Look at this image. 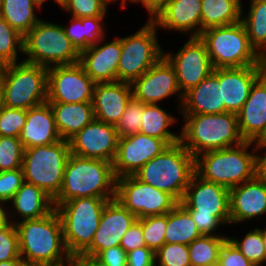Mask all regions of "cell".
Segmentation results:
<instances>
[{
	"instance_id": "1f68e13d",
	"label": "cell",
	"mask_w": 266,
	"mask_h": 266,
	"mask_svg": "<svg viewBox=\"0 0 266 266\" xmlns=\"http://www.w3.org/2000/svg\"><path fill=\"white\" fill-rule=\"evenodd\" d=\"M177 118L164 110L159 104H144L140 133L165 140L169 145L180 142V134L169 131Z\"/></svg>"
},
{
	"instance_id": "b9f144b4",
	"label": "cell",
	"mask_w": 266,
	"mask_h": 266,
	"mask_svg": "<svg viewBox=\"0 0 266 266\" xmlns=\"http://www.w3.org/2000/svg\"><path fill=\"white\" fill-rule=\"evenodd\" d=\"M155 266H191L188 245L165 243L155 252Z\"/></svg>"
},
{
	"instance_id": "e575fe53",
	"label": "cell",
	"mask_w": 266,
	"mask_h": 266,
	"mask_svg": "<svg viewBox=\"0 0 266 266\" xmlns=\"http://www.w3.org/2000/svg\"><path fill=\"white\" fill-rule=\"evenodd\" d=\"M38 8L33 0H2L0 17L25 36L41 20L35 14Z\"/></svg>"
},
{
	"instance_id": "cb8c5ba5",
	"label": "cell",
	"mask_w": 266,
	"mask_h": 266,
	"mask_svg": "<svg viewBox=\"0 0 266 266\" xmlns=\"http://www.w3.org/2000/svg\"><path fill=\"white\" fill-rule=\"evenodd\" d=\"M132 98L131 83H96L92 98L95 119L116 126Z\"/></svg>"
},
{
	"instance_id": "7c38bea8",
	"label": "cell",
	"mask_w": 266,
	"mask_h": 266,
	"mask_svg": "<svg viewBox=\"0 0 266 266\" xmlns=\"http://www.w3.org/2000/svg\"><path fill=\"white\" fill-rule=\"evenodd\" d=\"M157 30L156 24L148 18L140 30L121 38L118 81L132 83L164 56Z\"/></svg>"
},
{
	"instance_id": "d6a6232c",
	"label": "cell",
	"mask_w": 266,
	"mask_h": 266,
	"mask_svg": "<svg viewBox=\"0 0 266 266\" xmlns=\"http://www.w3.org/2000/svg\"><path fill=\"white\" fill-rule=\"evenodd\" d=\"M201 236L190 213L180 203L167 213L165 243L189 245Z\"/></svg>"
},
{
	"instance_id": "484cf974",
	"label": "cell",
	"mask_w": 266,
	"mask_h": 266,
	"mask_svg": "<svg viewBox=\"0 0 266 266\" xmlns=\"http://www.w3.org/2000/svg\"><path fill=\"white\" fill-rule=\"evenodd\" d=\"M237 117L243 139L257 142L266 131V72L253 84Z\"/></svg>"
},
{
	"instance_id": "5bb4252c",
	"label": "cell",
	"mask_w": 266,
	"mask_h": 266,
	"mask_svg": "<svg viewBox=\"0 0 266 266\" xmlns=\"http://www.w3.org/2000/svg\"><path fill=\"white\" fill-rule=\"evenodd\" d=\"M95 82L78 62L48 68V103H92Z\"/></svg>"
},
{
	"instance_id": "f5cc1de1",
	"label": "cell",
	"mask_w": 266,
	"mask_h": 266,
	"mask_svg": "<svg viewBox=\"0 0 266 266\" xmlns=\"http://www.w3.org/2000/svg\"><path fill=\"white\" fill-rule=\"evenodd\" d=\"M266 150V146H255V150L258 152ZM256 176L266 181V153L260 155L256 153Z\"/></svg>"
},
{
	"instance_id": "d4e9b609",
	"label": "cell",
	"mask_w": 266,
	"mask_h": 266,
	"mask_svg": "<svg viewBox=\"0 0 266 266\" xmlns=\"http://www.w3.org/2000/svg\"><path fill=\"white\" fill-rule=\"evenodd\" d=\"M178 111L183 115L225 113L220 68L213 69L207 78L183 94L181 108Z\"/></svg>"
},
{
	"instance_id": "277c9868",
	"label": "cell",
	"mask_w": 266,
	"mask_h": 266,
	"mask_svg": "<svg viewBox=\"0 0 266 266\" xmlns=\"http://www.w3.org/2000/svg\"><path fill=\"white\" fill-rule=\"evenodd\" d=\"M254 152L255 143L244 141L233 147L201 153L195 157V173L203 180L230 189L256 176Z\"/></svg>"
},
{
	"instance_id": "44dd1931",
	"label": "cell",
	"mask_w": 266,
	"mask_h": 266,
	"mask_svg": "<svg viewBox=\"0 0 266 266\" xmlns=\"http://www.w3.org/2000/svg\"><path fill=\"white\" fill-rule=\"evenodd\" d=\"M266 72V65L220 68L222 102L225 113H238L250 94L253 84Z\"/></svg>"
},
{
	"instance_id": "f35d334b",
	"label": "cell",
	"mask_w": 266,
	"mask_h": 266,
	"mask_svg": "<svg viewBox=\"0 0 266 266\" xmlns=\"http://www.w3.org/2000/svg\"><path fill=\"white\" fill-rule=\"evenodd\" d=\"M142 224L143 237L146 247L154 252L165 244V230L167 228V214L146 216L138 219Z\"/></svg>"
},
{
	"instance_id": "7bdbcfd3",
	"label": "cell",
	"mask_w": 266,
	"mask_h": 266,
	"mask_svg": "<svg viewBox=\"0 0 266 266\" xmlns=\"http://www.w3.org/2000/svg\"><path fill=\"white\" fill-rule=\"evenodd\" d=\"M22 260L19 249V237L16 226L6 219L0 225V262Z\"/></svg>"
},
{
	"instance_id": "4fadbf2b",
	"label": "cell",
	"mask_w": 266,
	"mask_h": 266,
	"mask_svg": "<svg viewBox=\"0 0 266 266\" xmlns=\"http://www.w3.org/2000/svg\"><path fill=\"white\" fill-rule=\"evenodd\" d=\"M115 199L137 219L165 215L178 204L170 194L143 183L134 175L116 178Z\"/></svg>"
},
{
	"instance_id": "8fae6325",
	"label": "cell",
	"mask_w": 266,
	"mask_h": 266,
	"mask_svg": "<svg viewBox=\"0 0 266 266\" xmlns=\"http://www.w3.org/2000/svg\"><path fill=\"white\" fill-rule=\"evenodd\" d=\"M3 105L28 110L44 104L48 98V68L19 61L10 65L1 85Z\"/></svg>"
},
{
	"instance_id": "03108f58",
	"label": "cell",
	"mask_w": 266,
	"mask_h": 266,
	"mask_svg": "<svg viewBox=\"0 0 266 266\" xmlns=\"http://www.w3.org/2000/svg\"><path fill=\"white\" fill-rule=\"evenodd\" d=\"M206 266H220V262L217 261V262L212 263V264H207Z\"/></svg>"
},
{
	"instance_id": "6125c7cd",
	"label": "cell",
	"mask_w": 266,
	"mask_h": 266,
	"mask_svg": "<svg viewBox=\"0 0 266 266\" xmlns=\"http://www.w3.org/2000/svg\"><path fill=\"white\" fill-rule=\"evenodd\" d=\"M38 6H39V9L41 8L42 9V5L44 4V2L46 0H33Z\"/></svg>"
},
{
	"instance_id": "91938a15",
	"label": "cell",
	"mask_w": 266,
	"mask_h": 266,
	"mask_svg": "<svg viewBox=\"0 0 266 266\" xmlns=\"http://www.w3.org/2000/svg\"><path fill=\"white\" fill-rule=\"evenodd\" d=\"M109 3H111V2H115V1H117L118 2V0H107ZM128 2L126 1V0H122L121 1V3H120V6L124 9V7H126V4H127Z\"/></svg>"
},
{
	"instance_id": "bcb514c9",
	"label": "cell",
	"mask_w": 266,
	"mask_h": 266,
	"mask_svg": "<svg viewBox=\"0 0 266 266\" xmlns=\"http://www.w3.org/2000/svg\"><path fill=\"white\" fill-rule=\"evenodd\" d=\"M24 183L22 168L0 172V205L8 204ZM8 202V203H7Z\"/></svg>"
},
{
	"instance_id": "4dcf8cb0",
	"label": "cell",
	"mask_w": 266,
	"mask_h": 266,
	"mask_svg": "<svg viewBox=\"0 0 266 266\" xmlns=\"http://www.w3.org/2000/svg\"><path fill=\"white\" fill-rule=\"evenodd\" d=\"M106 16L83 17L70 19V26H63L67 37L76 49L81 52L91 46L97 45L105 38L103 20Z\"/></svg>"
},
{
	"instance_id": "ab89813d",
	"label": "cell",
	"mask_w": 266,
	"mask_h": 266,
	"mask_svg": "<svg viewBox=\"0 0 266 266\" xmlns=\"http://www.w3.org/2000/svg\"><path fill=\"white\" fill-rule=\"evenodd\" d=\"M23 152L19 138L0 136V172L22 168Z\"/></svg>"
},
{
	"instance_id": "ba28073f",
	"label": "cell",
	"mask_w": 266,
	"mask_h": 266,
	"mask_svg": "<svg viewBox=\"0 0 266 266\" xmlns=\"http://www.w3.org/2000/svg\"><path fill=\"white\" fill-rule=\"evenodd\" d=\"M23 61L46 68L72 65L80 61V52L67 37L62 25L40 20L24 36Z\"/></svg>"
},
{
	"instance_id": "8d00e7d4",
	"label": "cell",
	"mask_w": 266,
	"mask_h": 266,
	"mask_svg": "<svg viewBox=\"0 0 266 266\" xmlns=\"http://www.w3.org/2000/svg\"><path fill=\"white\" fill-rule=\"evenodd\" d=\"M241 240L228 236V239L237 249L255 266H263L266 263V252L263 244V229L255 228L245 233Z\"/></svg>"
},
{
	"instance_id": "7dc6e473",
	"label": "cell",
	"mask_w": 266,
	"mask_h": 266,
	"mask_svg": "<svg viewBox=\"0 0 266 266\" xmlns=\"http://www.w3.org/2000/svg\"><path fill=\"white\" fill-rule=\"evenodd\" d=\"M218 261L221 266H255L229 239L224 242Z\"/></svg>"
},
{
	"instance_id": "52a82bcc",
	"label": "cell",
	"mask_w": 266,
	"mask_h": 266,
	"mask_svg": "<svg viewBox=\"0 0 266 266\" xmlns=\"http://www.w3.org/2000/svg\"><path fill=\"white\" fill-rule=\"evenodd\" d=\"M199 37L206 46L214 69L266 65V60L251 46L241 21L208 28Z\"/></svg>"
},
{
	"instance_id": "9f6ffc18",
	"label": "cell",
	"mask_w": 266,
	"mask_h": 266,
	"mask_svg": "<svg viewBox=\"0 0 266 266\" xmlns=\"http://www.w3.org/2000/svg\"><path fill=\"white\" fill-rule=\"evenodd\" d=\"M0 266H27L23 260L1 261Z\"/></svg>"
},
{
	"instance_id": "6da1fadb",
	"label": "cell",
	"mask_w": 266,
	"mask_h": 266,
	"mask_svg": "<svg viewBox=\"0 0 266 266\" xmlns=\"http://www.w3.org/2000/svg\"><path fill=\"white\" fill-rule=\"evenodd\" d=\"M9 221L16 226L20 256L27 266H63L70 263L71 255L64 243L62 222L55 209L39 219Z\"/></svg>"
},
{
	"instance_id": "9a60e30c",
	"label": "cell",
	"mask_w": 266,
	"mask_h": 266,
	"mask_svg": "<svg viewBox=\"0 0 266 266\" xmlns=\"http://www.w3.org/2000/svg\"><path fill=\"white\" fill-rule=\"evenodd\" d=\"M184 46L171 54L164 53L175 70L177 83L182 94L197 86L213 72L206 46L200 37H189Z\"/></svg>"
},
{
	"instance_id": "11a10c76",
	"label": "cell",
	"mask_w": 266,
	"mask_h": 266,
	"mask_svg": "<svg viewBox=\"0 0 266 266\" xmlns=\"http://www.w3.org/2000/svg\"><path fill=\"white\" fill-rule=\"evenodd\" d=\"M10 65H11L10 62L0 57V86L3 84L4 80L6 79Z\"/></svg>"
},
{
	"instance_id": "6f0895ef",
	"label": "cell",
	"mask_w": 266,
	"mask_h": 266,
	"mask_svg": "<svg viewBox=\"0 0 266 266\" xmlns=\"http://www.w3.org/2000/svg\"><path fill=\"white\" fill-rule=\"evenodd\" d=\"M6 207L0 205V225L6 220Z\"/></svg>"
},
{
	"instance_id": "816d5d0a",
	"label": "cell",
	"mask_w": 266,
	"mask_h": 266,
	"mask_svg": "<svg viewBox=\"0 0 266 266\" xmlns=\"http://www.w3.org/2000/svg\"><path fill=\"white\" fill-rule=\"evenodd\" d=\"M71 264L73 266H106L93 256H86L84 254H76L71 256Z\"/></svg>"
},
{
	"instance_id": "2e32d148",
	"label": "cell",
	"mask_w": 266,
	"mask_h": 266,
	"mask_svg": "<svg viewBox=\"0 0 266 266\" xmlns=\"http://www.w3.org/2000/svg\"><path fill=\"white\" fill-rule=\"evenodd\" d=\"M170 145L163 139L136 133L119 138L113 171L116 178L134 175L144 164Z\"/></svg>"
},
{
	"instance_id": "db71d44e",
	"label": "cell",
	"mask_w": 266,
	"mask_h": 266,
	"mask_svg": "<svg viewBox=\"0 0 266 266\" xmlns=\"http://www.w3.org/2000/svg\"><path fill=\"white\" fill-rule=\"evenodd\" d=\"M165 0H130L129 3H140L147 10L149 17Z\"/></svg>"
},
{
	"instance_id": "e0dca14e",
	"label": "cell",
	"mask_w": 266,
	"mask_h": 266,
	"mask_svg": "<svg viewBox=\"0 0 266 266\" xmlns=\"http://www.w3.org/2000/svg\"><path fill=\"white\" fill-rule=\"evenodd\" d=\"M133 98L144 104H158L173 94H177L180 110L183 94L181 93L175 70L163 56L149 70L131 83Z\"/></svg>"
},
{
	"instance_id": "e7e4bbea",
	"label": "cell",
	"mask_w": 266,
	"mask_h": 266,
	"mask_svg": "<svg viewBox=\"0 0 266 266\" xmlns=\"http://www.w3.org/2000/svg\"><path fill=\"white\" fill-rule=\"evenodd\" d=\"M53 1H55L56 2V4H58L59 5V7H62L63 6V4L67 1V0H53Z\"/></svg>"
},
{
	"instance_id": "3957f363",
	"label": "cell",
	"mask_w": 266,
	"mask_h": 266,
	"mask_svg": "<svg viewBox=\"0 0 266 266\" xmlns=\"http://www.w3.org/2000/svg\"><path fill=\"white\" fill-rule=\"evenodd\" d=\"M180 142L194 156L243 143L236 113L183 115Z\"/></svg>"
},
{
	"instance_id": "f907efd6",
	"label": "cell",
	"mask_w": 266,
	"mask_h": 266,
	"mask_svg": "<svg viewBox=\"0 0 266 266\" xmlns=\"http://www.w3.org/2000/svg\"><path fill=\"white\" fill-rule=\"evenodd\" d=\"M127 266H155V252L144 246L127 252Z\"/></svg>"
},
{
	"instance_id": "30bf717a",
	"label": "cell",
	"mask_w": 266,
	"mask_h": 266,
	"mask_svg": "<svg viewBox=\"0 0 266 266\" xmlns=\"http://www.w3.org/2000/svg\"><path fill=\"white\" fill-rule=\"evenodd\" d=\"M70 151L69 141L24 149L22 170L24 182L45 191L53 199L59 194Z\"/></svg>"
},
{
	"instance_id": "d6986e66",
	"label": "cell",
	"mask_w": 266,
	"mask_h": 266,
	"mask_svg": "<svg viewBox=\"0 0 266 266\" xmlns=\"http://www.w3.org/2000/svg\"><path fill=\"white\" fill-rule=\"evenodd\" d=\"M136 220L137 217L116 199L108 201L102 211L93 241L82 254L95 257L102 250L119 246L123 235Z\"/></svg>"
},
{
	"instance_id": "7402d4cb",
	"label": "cell",
	"mask_w": 266,
	"mask_h": 266,
	"mask_svg": "<svg viewBox=\"0 0 266 266\" xmlns=\"http://www.w3.org/2000/svg\"><path fill=\"white\" fill-rule=\"evenodd\" d=\"M103 38L97 45L80 52L79 63L95 83L118 81V63L121 56V38L105 42ZM101 44V45H100Z\"/></svg>"
},
{
	"instance_id": "60d3db41",
	"label": "cell",
	"mask_w": 266,
	"mask_h": 266,
	"mask_svg": "<svg viewBox=\"0 0 266 266\" xmlns=\"http://www.w3.org/2000/svg\"><path fill=\"white\" fill-rule=\"evenodd\" d=\"M143 103L132 98L127 104L116 130L119 138L127 137L140 132L142 125Z\"/></svg>"
},
{
	"instance_id": "603a6c76",
	"label": "cell",
	"mask_w": 266,
	"mask_h": 266,
	"mask_svg": "<svg viewBox=\"0 0 266 266\" xmlns=\"http://www.w3.org/2000/svg\"><path fill=\"white\" fill-rule=\"evenodd\" d=\"M230 224L266 215V181L255 176L229 189Z\"/></svg>"
},
{
	"instance_id": "9c48e42d",
	"label": "cell",
	"mask_w": 266,
	"mask_h": 266,
	"mask_svg": "<svg viewBox=\"0 0 266 266\" xmlns=\"http://www.w3.org/2000/svg\"><path fill=\"white\" fill-rule=\"evenodd\" d=\"M113 199L83 197L58 205L63 238L68 253L82 254L92 243L106 203Z\"/></svg>"
},
{
	"instance_id": "4316f807",
	"label": "cell",
	"mask_w": 266,
	"mask_h": 266,
	"mask_svg": "<svg viewBox=\"0 0 266 266\" xmlns=\"http://www.w3.org/2000/svg\"><path fill=\"white\" fill-rule=\"evenodd\" d=\"M19 139L24 149L54 144L62 139L48 102L27 110L26 123L20 132Z\"/></svg>"
},
{
	"instance_id": "ee69618b",
	"label": "cell",
	"mask_w": 266,
	"mask_h": 266,
	"mask_svg": "<svg viewBox=\"0 0 266 266\" xmlns=\"http://www.w3.org/2000/svg\"><path fill=\"white\" fill-rule=\"evenodd\" d=\"M108 4L107 0H67L61 8L74 18L96 17L107 15Z\"/></svg>"
},
{
	"instance_id": "f1b7e54d",
	"label": "cell",
	"mask_w": 266,
	"mask_h": 266,
	"mask_svg": "<svg viewBox=\"0 0 266 266\" xmlns=\"http://www.w3.org/2000/svg\"><path fill=\"white\" fill-rule=\"evenodd\" d=\"M60 137L69 141L94 119L92 103H49Z\"/></svg>"
},
{
	"instance_id": "681fc988",
	"label": "cell",
	"mask_w": 266,
	"mask_h": 266,
	"mask_svg": "<svg viewBox=\"0 0 266 266\" xmlns=\"http://www.w3.org/2000/svg\"><path fill=\"white\" fill-rule=\"evenodd\" d=\"M95 258L106 266H127V253L120 245L100 251Z\"/></svg>"
},
{
	"instance_id": "83f0119b",
	"label": "cell",
	"mask_w": 266,
	"mask_h": 266,
	"mask_svg": "<svg viewBox=\"0 0 266 266\" xmlns=\"http://www.w3.org/2000/svg\"><path fill=\"white\" fill-rule=\"evenodd\" d=\"M10 203L14 211L12 209L9 212L6 209V219H12L10 217L14 214V216H20L18 222L42 218L55 209L52 197L41 188L27 182L22 184Z\"/></svg>"
},
{
	"instance_id": "5b68a950",
	"label": "cell",
	"mask_w": 266,
	"mask_h": 266,
	"mask_svg": "<svg viewBox=\"0 0 266 266\" xmlns=\"http://www.w3.org/2000/svg\"><path fill=\"white\" fill-rule=\"evenodd\" d=\"M194 173L195 157L178 142L144 164L134 176L170 194L179 203Z\"/></svg>"
},
{
	"instance_id": "f546056e",
	"label": "cell",
	"mask_w": 266,
	"mask_h": 266,
	"mask_svg": "<svg viewBox=\"0 0 266 266\" xmlns=\"http://www.w3.org/2000/svg\"><path fill=\"white\" fill-rule=\"evenodd\" d=\"M242 0H201V32L241 21Z\"/></svg>"
},
{
	"instance_id": "d590c367",
	"label": "cell",
	"mask_w": 266,
	"mask_h": 266,
	"mask_svg": "<svg viewBox=\"0 0 266 266\" xmlns=\"http://www.w3.org/2000/svg\"><path fill=\"white\" fill-rule=\"evenodd\" d=\"M226 235H202L188 245L191 266H206L218 261Z\"/></svg>"
},
{
	"instance_id": "74e56055",
	"label": "cell",
	"mask_w": 266,
	"mask_h": 266,
	"mask_svg": "<svg viewBox=\"0 0 266 266\" xmlns=\"http://www.w3.org/2000/svg\"><path fill=\"white\" fill-rule=\"evenodd\" d=\"M24 36L0 17V57L11 64L18 63V53L23 54Z\"/></svg>"
},
{
	"instance_id": "be15d7a7",
	"label": "cell",
	"mask_w": 266,
	"mask_h": 266,
	"mask_svg": "<svg viewBox=\"0 0 266 266\" xmlns=\"http://www.w3.org/2000/svg\"><path fill=\"white\" fill-rule=\"evenodd\" d=\"M263 244L266 252V228L263 229Z\"/></svg>"
},
{
	"instance_id": "f6af8a7d",
	"label": "cell",
	"mask_w": 266,
	"mask_h": 266,
	"mask_svg": "<svg viewBox=\"0 0 266 266\" xmlns=\"http://www.w3.org/2000/svg\"><path fill=\"white\" fill-rule=\"evenodd\" d=\"M27 110L8 108L0 110V136L17 137L26 123Z\"/></svg>"
},
{
	"instance_id": "c3c4849f",
	"label": "cell",
	"mask_w": 266,
	"mask_h": 266,
	"mask_svg": "<svg viewBox=\"0 0 266 266\" xmlns=\"http://www.w3.org/2000/svg\"><path fill=\"white\" fill-rule=\"evenodd\" d=\"M120 246L125 250L126 253L131 250L146 246L145 239L143 237L142 224L138 219L123 235Z\"/></svg>"
},
{
	"instance_id": "ffe728a7",
	"label": "cell",
	"mask_w": 266,
	"mask_h": 266,
	"mask_svg": "<svg viewBox=\"0 0 266 266\" xmlns=\"http://www.w3.org/2000/svg\"><path fill=\"white\" fill-rule=\"evenodd\" d=\"M149 18L157 28L184 32L189 34V37H199L201 0H165Z\"/></svg>"
},
{
	"instance_id": "680465c9",
	"label": "cell",
	"mask_w": 266,
	"mask_h": 266,
	"mask_svg": "<svg viewBox=\"0 0 266 266\" xmlns=\"http://www.w3.org/2000/svg\"><path fill=\"white\" fill-rule=\"evenodd\" d=\"M255 146H266V131L262 135V137L255 142Z\"/></svg>"
},
{
	"instance_id": "94428289",
	"label": "cell",
	"mask_w": 266,
	"mask_h": 266,
	"mask_svg": "<svg viewBox=\"0 0 266 266\" xmlns=\"http://www.w3.org/2000/svg\"><path fill=\"white\" fill-rule=\"evenodd\" d=\"M3 91H2V87L0 86V110L3 107Z\"/></svg>"
},
{
	"instance_id": "ac0fdd59",
	"label": "cell",
	"mask_w": 266,
	"mask_h": 266,
	"mask_svg": "<svg viewBox=\"0 0 266 266\" xmlns=\"http://www.w3.org/2000/svg\"><path fill=\"white\" fill-rule=\"evenodd\" d=\"M119 136L116 127L94 119L69 140L71 154L113 163Z\"/></svg>"
},
{
	"instance_id": "8992f818",
	"label": "cell",
	"mask_w": 266,
	"mask_h": 266,
	"mask_svg": "<svg viewBox=\"0 0 266 266\" xmlns=\"http://www.w3.org/2000/svg\"><path fill=\"white\" fill-rule=\"evenodd\" d=\"M191 215L202 235L216 236L218 226L230 225L229 189L194 173L179 202Z\"/></svg>"
},
{
	"instance_id": "836d02e7",
	"label": "cell",
	"mask_w": 266,
	"mask_h": 266,
	"mask_svg": "<svg viewBox=\"0 0 266 266\" xmlns=\"http://www.w3.org/2000/svg\"><path fill=\"white\" fill-rule=\"evenodd\" d=\"M249 2V14L244 15L242 8L241 22L245 27L251 46L266 60V0H250Z\"/></svg>"
},
{
	"instance_id": "7a4b0ae2",
	"label": "cell",
	"mask_w": 266,
	"mask_h": 266,
	"mask_svg": "<svg viewBox=\"0 0 266 266\" xmlns=\"http://www.w3.org/2000/svg\"><path fill=\"white\" fill-rule=\"evenodd\" d=\"M115 189L116 177L111 162L70 154L61 190L53 199L54 207L83 197L115 199Z\"/></svg>"
},
{
	"instance_id": "003e7915",
	"label": "cell",
	"mask_w": 266,
	"mask_h": 266,
	"mask_svg": "<svg viewBox=\"0 0 266 266\" xmlns=\"http://www.w3.org/2000/svg\"><path fill=\"white\" fill-rule=\"evenodd\" d=\"M63 266H73V265H72L71 262H70V263H68V264H66V265H63Z\"/></svg>"
}]
</instances>
